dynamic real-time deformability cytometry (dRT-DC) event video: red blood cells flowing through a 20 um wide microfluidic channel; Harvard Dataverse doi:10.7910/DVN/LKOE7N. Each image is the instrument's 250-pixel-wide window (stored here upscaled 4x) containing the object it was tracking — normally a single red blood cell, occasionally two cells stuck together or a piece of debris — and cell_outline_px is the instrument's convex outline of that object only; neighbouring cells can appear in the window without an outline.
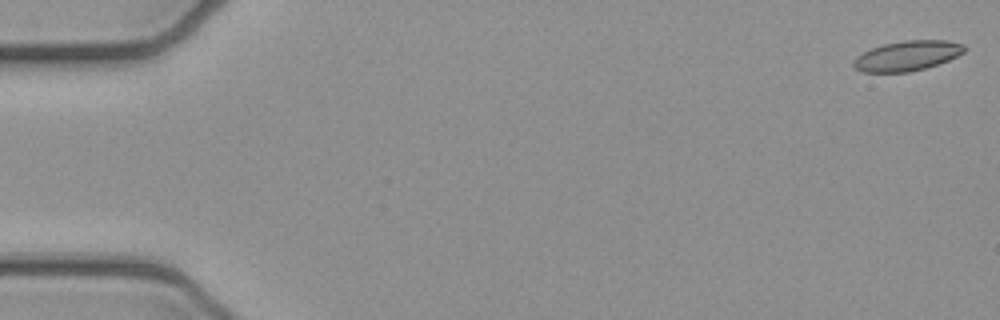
{"species": "common noctule bat (a hibernating species)", "species_latin": "Nyctalus noctula", "temperature_condition": "cold", "stored_images_in_passage": 52, "camera_frame_rate_fps": 3000, "um_per_image_px": 0.085, "animal": {"sex": "female", "body_mass_g": 21.9}, "frame": {"image": 1, "passage_image": 1, "time_ms": 0.0, "image_size_px": [1000, 320], "cell_outline_px": [[968, 48], [964, 52], [948, 60], [924, 68], [908, 72], [864, 72], [856, 68], [852, 64], [852, 60], [856, 56], [872, 48], [884, 44], [904, 40], [948, 40], [964, 44]], "centroid_in_image_um": [77.12, 4.73], "position_along_channel_um": 7.9, "area_um2": 19.31}}
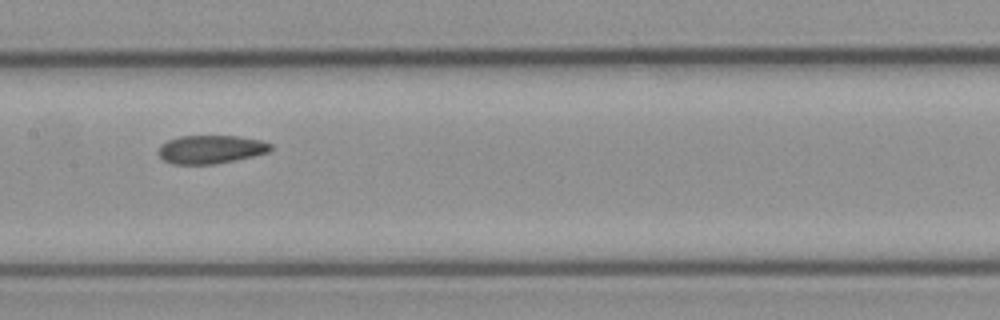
{"frame": {"image": 2, "passage_image": 26, "time_ms": 8.333, "image_size_px": [1000, 320], "cell_outline_px": [[272, 148], [268, 152], [236, 160], [216, 164], [172, 164], [164, 160], [160, 156], [160, 144], [168, 140], [180, 136], [236, 136], [260, 140], [272, 144]], "centroid_in_image_um": [17.92, 12.7], "position_along_channel_um": 189.5, "area_um2": 18.44}}
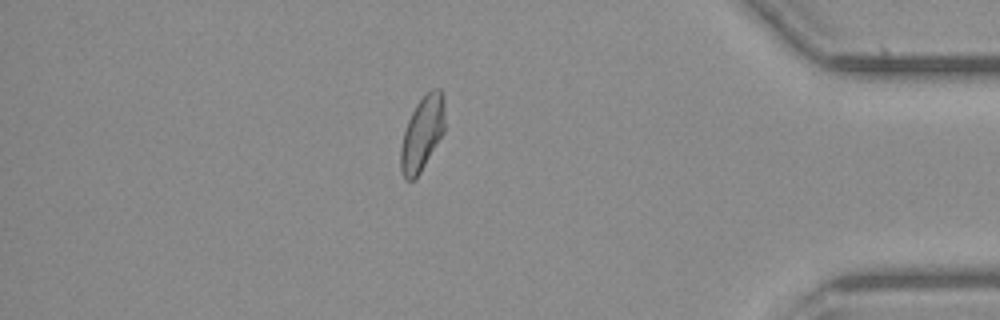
{"frame": {"image": 3, "passage_image": 45, "time_ms": 14.667, "image_size_px": [1000, 320], "cell_outline_px": [[444, 132], [420, 172], [412, 180], [404, 180], [400, 168], [400, 148], [404, 132], [408, 120], [416, 104], [432, 88], [440, 88], [444, 96]], "centroid_in_image_um": [35.88, 11.33], "position_along_channel_um": 399.3, "area_um2": 18.96}, "authors_computed_cell_mechanics": {"area_um2": 19.5653, "velocity_mm_per_s": 3.9224, "shape_relaxation_time_tau1_ms": null, "shape_relaxation_time_tau2_ms": 4.1148, "deformation_change_tau1": null, "deformation_change_tau2": 0.095}}